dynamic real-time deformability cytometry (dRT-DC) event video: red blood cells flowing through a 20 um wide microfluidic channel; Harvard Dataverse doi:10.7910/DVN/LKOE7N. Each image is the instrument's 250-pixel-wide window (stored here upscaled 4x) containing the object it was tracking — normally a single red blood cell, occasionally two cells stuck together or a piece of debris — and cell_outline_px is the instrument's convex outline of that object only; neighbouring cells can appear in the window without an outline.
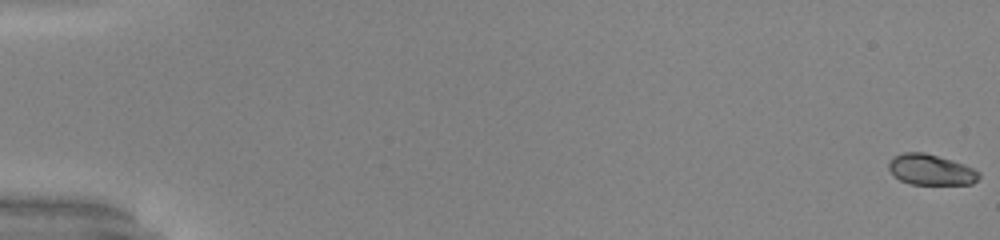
{"species": "common noctule bat (a hibernating species)", "species_latin": "Nyctalus noctula", "temperature_condition": "warm", "stored_images_in_passage": 53, "camera_frame_rate_fps": 3000, "um_per_image_px": 0.085, "animal": {"sex": "male", "body_mass_g": 20.0, "forearm_length_mm": 53.3}, "frame": {"image": 1, "passage_image": 1, "time_ms": 0.0, "image_size_px": [1000, 240], "cell_outline_px": [[980, 176], [972, 184], [912, 184], [900, 180], [888, 168], [888, 164], [892, 156], [904, 152], [924, 152], [952, 160], [964, 164], [980, 172]], "centroid_in_image_um": [79.12, 14.41], "position_along_channel_um": 5.9, "area_um2": 16.07}}
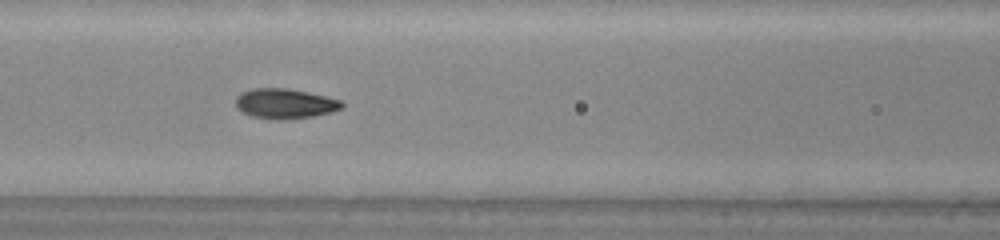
{"frame": {"image": 2, "passage_image": 25, "time_ms": 8.0, "image_size_px": [1000, 240], "cell_outline_px": [[344, 104], [340, 108], [332, 112], [312, 116], [284, 120], [276, 120], [252, 116], [236, 108], [236, 96], [240, 92], [252, 88], [288, 88], [308, 92], [340, 100]], "centroid_in_image_um": [24.18, 8.8], "position_along_channel_um": 142.4, "area_um2": 18.55}}
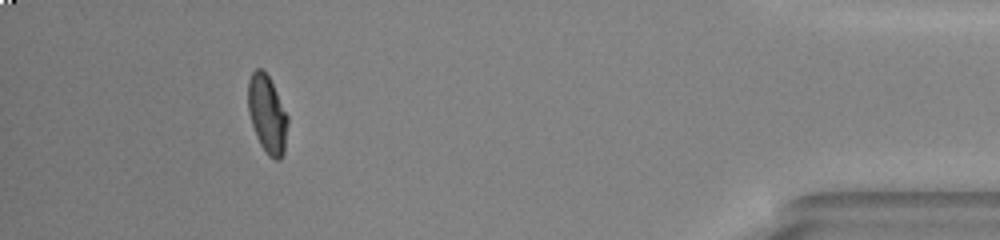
{"frame": {"image": 3, "passage_image": 49, "time_ms": 16.0, "image_size_px": [1000, 240], "cell_outline_px": [[288, 124], [284, 152], [280, 160], [276, 160], [268, 156], [260, 144], [256, 136], [248, 112], [248, 80], [252, 72], [256, 68], [264, 68], [288, 116]], "centroid_in_image_um": [22.71, 9.71], "position_along_channel_um": 412.5, "area_um2": 18.03}, "authors_computed_cell_mechanics": {"area_um2": 17.8602, "velocity_mm_per_s": 4.053, "shape_relaxation_time_tau1_ms": 4.477, "shape_relaxation_time_tau2_ms": null, "deformation_change_tau1": 0.193, "deformation_change_tau2": null}}